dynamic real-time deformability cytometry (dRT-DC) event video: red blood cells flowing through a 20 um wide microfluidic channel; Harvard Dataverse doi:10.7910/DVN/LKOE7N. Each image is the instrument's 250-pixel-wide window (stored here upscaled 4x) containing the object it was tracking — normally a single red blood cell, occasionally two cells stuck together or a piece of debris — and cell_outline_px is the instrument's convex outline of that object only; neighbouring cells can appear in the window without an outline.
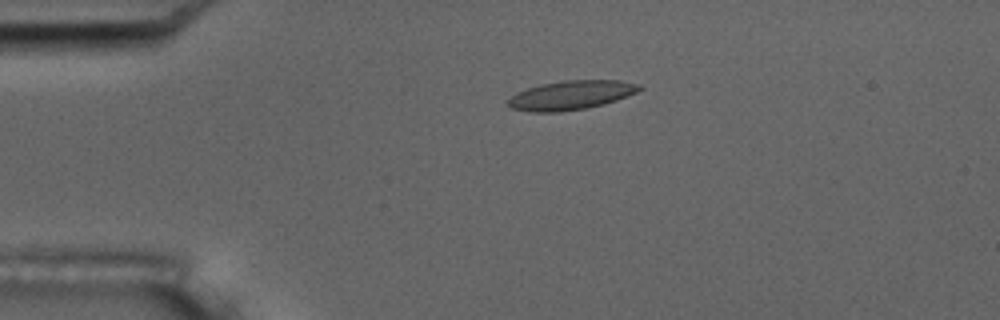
{"species": "common noctule bat (a hibernating species)", "species_latin": "Nyctalus noctula", "temperature_condition": "room temperature", "stored_images_in_passage": 5, "camera_frame_rate_fps": 3000, "um_per_image_px": 0.085, "animal": {"sex": "male", "body_mass_g": 17.5, "forearm_length_mm": 52.3}, "frame": {"image": 1, "passage_image": 4, "time_ms": 1.0, "image_size_px": [1000, 320], "cell_outline_px": [[644, 88], [628, 96], [604, 104], [584, 108], [556, 112], [532, 112], [512, 108], [508, 104], [508, 100], [516, 92], [540, 84], [560, 80], [620, 80], [640, 84]], "centroid_in_image_um": [48.56, 8.07], "position_along_channel_um": 36.4, "area_um2": 22.25}}